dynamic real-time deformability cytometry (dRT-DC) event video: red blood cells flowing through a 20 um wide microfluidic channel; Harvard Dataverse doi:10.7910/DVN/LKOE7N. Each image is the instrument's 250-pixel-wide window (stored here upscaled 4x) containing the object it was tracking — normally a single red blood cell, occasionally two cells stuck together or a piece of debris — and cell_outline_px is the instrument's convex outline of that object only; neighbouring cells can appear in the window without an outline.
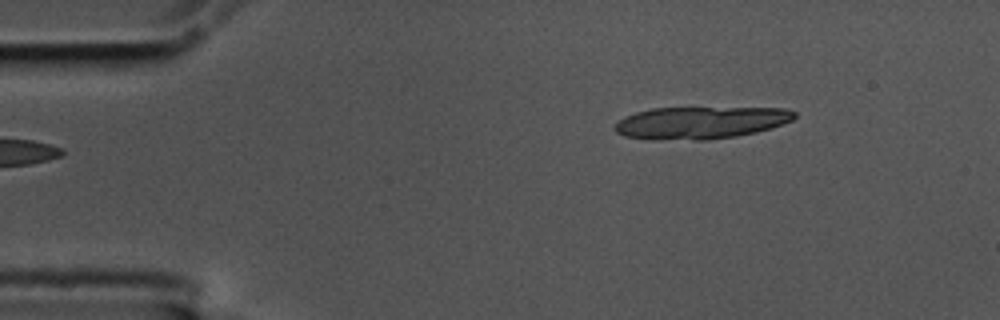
{"species": "common noctule bat (a hibernating species)", "species_latin": "Nyctalus noctula", "temperature_condition": "cold", "stored_images_in_passage": 5, "segment_of_instrument_passage": [2, 2], "camera_frame_rate_fps": 3000, "um_per_image_px": 0.085, "animal": {"sex": "male", "body_mass_g": 17.5, "forearm_length_mm": 52.3}, "frame": {"image": 1, "passage_image": 5, "time_ms": 1.333, "image_size_px": [1000, 320], "cell_outline_px": [[796, 116], [792, 120], [772, 128], [756, 132], [736, 136], [708, 140], [652, 140], [624, 136], [616, 132], [612, 128], [624, 116], [636, 112], [652, 108], [784, 108], [796, 112]], "centroid_in_image_um": [59.52, 10.44], "position_along_channel_um": 25.5, "area_um2": 33.99}}